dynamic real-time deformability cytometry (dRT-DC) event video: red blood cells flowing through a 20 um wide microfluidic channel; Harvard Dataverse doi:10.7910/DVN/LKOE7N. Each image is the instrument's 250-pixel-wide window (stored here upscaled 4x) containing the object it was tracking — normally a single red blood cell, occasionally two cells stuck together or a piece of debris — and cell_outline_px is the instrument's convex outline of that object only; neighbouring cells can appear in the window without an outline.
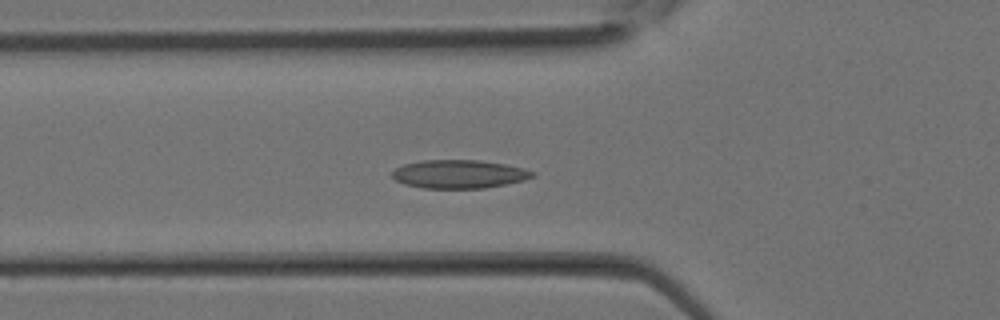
{"species": "Egyptian fruit bat (a non-hibernating species)", "species_latin": "Rousettus aegyptiacus", "temperature_condition": "room temperature", "stored_images_in_passage": 34, "camera_frame_rate_fps": 3000, "um_per_image_px": 0.085, "animal": {"sex": "female"}, "frame": {"image": 1, "passage_image": 12, "time_ms": 3.667, "image_size_px": [1000, 320], "cell_outline_px": [[536, 176], [524, 180], [484, 188], [420, 188], [404, 184], [396, 180], [392, 176], [392, 172], [396, 168], [404, 164], [424, 160], [480, 160], [504, 164], [524, 168], [536, 172]], "centroid_in_image_um": [39.03, 14.8], "position_along_channel_um": 86.8, "area_um2": 23.24}}
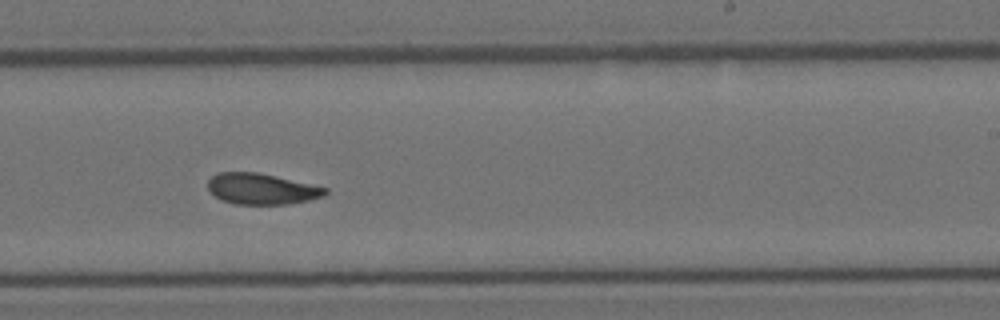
{"frame": {"image": 2, "passage_image": 21, "time_ms": 6.667, "image_size_px": [1000, 320], "cell_outline_px": [[328, 192], [324, 196], [308, 200], [288, 204], [236, 204], [220, 200], [208, 188], [208, 180], [216, 172], [256, 172], [328, 188]], "centroid_in_image_um": [22.22, 16.06], "position_along_channel_um": 266.8, "area_um2": 20.98}}
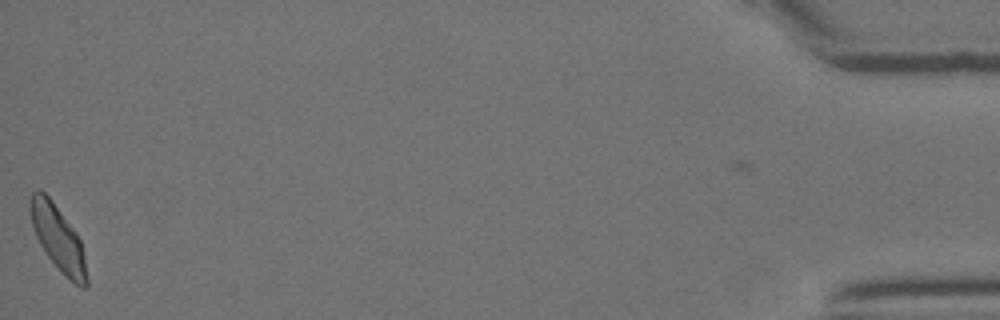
{"frame": {"image": 3, "passage_image": 34, "time_ms": 11.0, "image_size_px": [1000, 320], "cell_outline_px": [[88, 288], [80, 288], [68, 280], [64, 276], [44, 252], [36, 236], [32, 224], [28, 208], [28, 200], [32, 192], [36, 188], [40, 188], [52, 200], [76, 232], [80, 240], [84, 256], [88, 280]], "centroid_in_image_um": [4.91, 20.25], "position_along_channel_um": 430.3, "area_um2": 21.85}}